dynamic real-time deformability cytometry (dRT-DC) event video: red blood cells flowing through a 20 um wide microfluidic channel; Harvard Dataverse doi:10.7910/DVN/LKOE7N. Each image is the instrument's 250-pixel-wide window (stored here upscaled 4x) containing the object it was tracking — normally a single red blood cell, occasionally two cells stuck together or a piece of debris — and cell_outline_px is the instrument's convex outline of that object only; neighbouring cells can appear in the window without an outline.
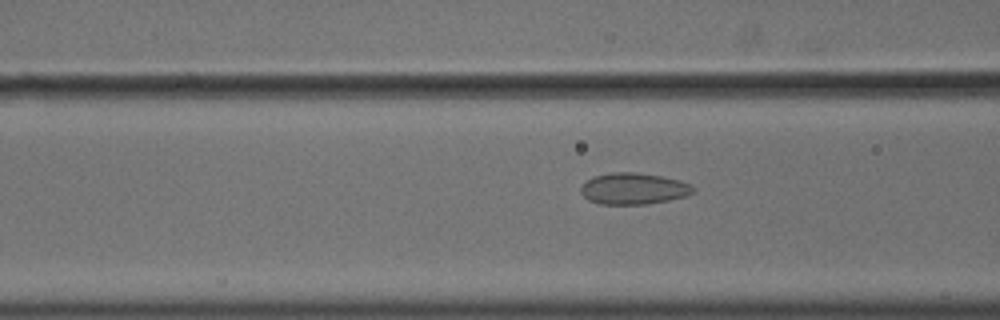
{"species": "common noctule bat (a hibernating species)", "species_latin": "Nyctalus noctula", "temperature_condition": "cold", "stored_images_in_passage": 34, "camera_frame_rate_fps": 3000, "um_per_image_px": 0.085, "animal": {"sex": "male", "body_mass_g": 18.8}, "frame": {"image": 1, "passage_image": 22, "time_ms": 7.0, "image_size_px": [1000, 320], "cell_outline_px": [[696, 188], [688, 196], [648, 204], [600, 204], [588, 200], [580, 192], [580, 188], [592, 176], [612, 172], [636, 172], [660, 176], [680, 180], [692, 184]], "centroid_in_image_um": [53.87, 16.03], "position_along_channel_um": 112.7, "area_um2": 20.69}}
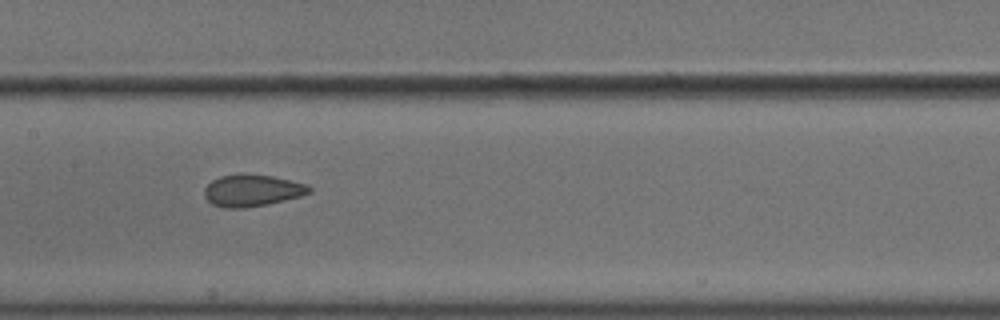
{"frame": {"image": 2, "passage_image": 28, "time_ms": 9.0, "image_size_px": [1000, 320], "cell_outline_px": [[312, 192], [300, 196], [268, 204], [244, 208], [224, 208], [212, 204], [204, 196], [204, 188], [212, 180], [220, 176], [240, 172], [244, 172], [272, 176], [308, 184], [312, 188]], "centroid_in_image_um": [21.42, 16.17], "position_along_channel_um": 186.0, "area_um2": 19.83}}
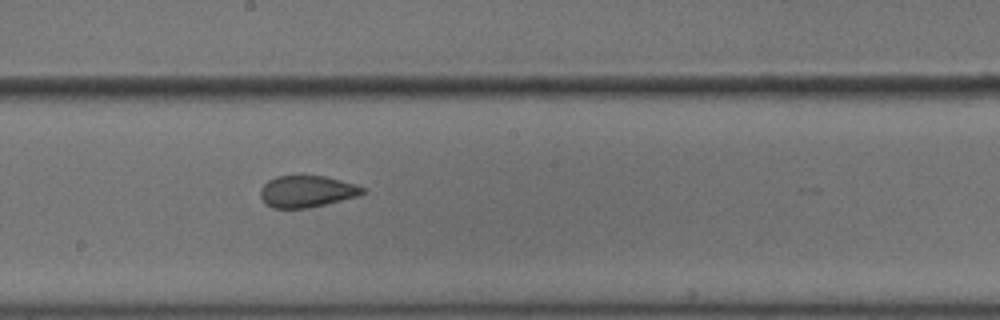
{"frame": {"image": 3, "passage_image": 31, "time_ms": 10.0, "image_size_px": [1000, 320], "cell_outline_px": [[364, 192], [360, 196], [308, 208], [272, 208], [264, 204], [260, 196], [260, 188], [268, 180], [276, 176], [324, 176], [356, 184], [364, 188]], "centroid_in_image_um": [26.05, 16.28], "position_along_channel_um": 222.1, "area_um2": 18.96}}